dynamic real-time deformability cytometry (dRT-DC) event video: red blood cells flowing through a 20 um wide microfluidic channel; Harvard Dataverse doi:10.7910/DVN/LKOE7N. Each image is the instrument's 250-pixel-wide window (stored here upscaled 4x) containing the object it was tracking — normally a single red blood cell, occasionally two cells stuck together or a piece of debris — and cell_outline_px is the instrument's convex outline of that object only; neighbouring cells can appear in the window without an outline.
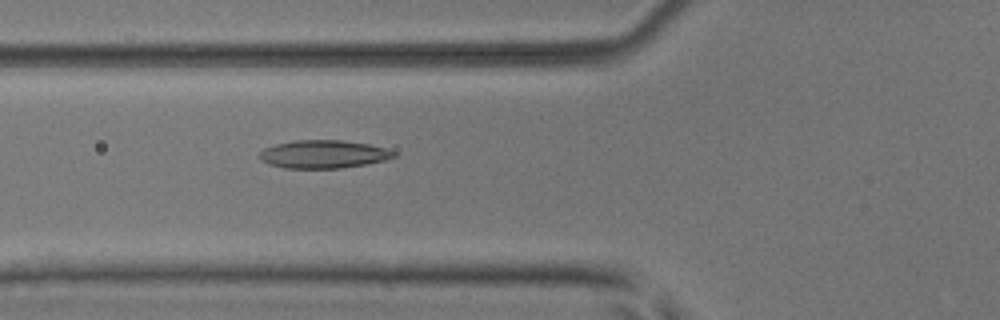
{"species": "common noctule bat (a hibernating species)", "species_latin": "Nyctalus noctula", "temperature_condition": "room temperature", "stored_images_in_passage": 52, "camera_frame_rate_fps": 3000, "um_per_image_px": 0.085, "animal": {"sex": "male", "body_mass_g": 17.9, "forearm_length_mm": 54.2}, "frame": {"image": 1, "passage_image": 20, "time_ms": 6.333, "image_size_px": [1000, 320], "cell_outline_px": [[400, 156], [388, 160], [340, 168], [284, 168], [268, 164], [260, 156], [260, 152], [264, 148], [276, 144], [296, 140], [344, 140], [368, 144], [384, 148], [396, 152]], "centroid_in_image_um": [27.55, 13.1], "position_along_channel_um": 98.2, "area_um2": 21.96}}
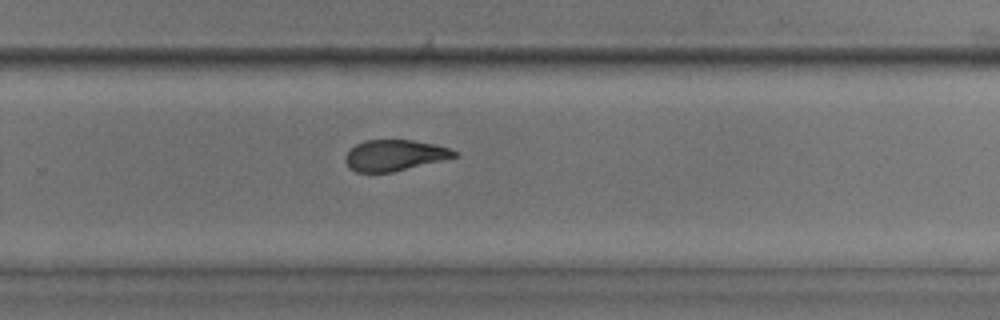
{"frame": {"image": 2, "passage_image": 35, "time_ms": 11.333, "image_size_px": [1000, 320], "cell_outline_px": [[460, 156], [392, 172], [356, 172], [348, 168], [344, 160], [344, 156], [356, 144], [364, 140], [412, 140], [436, 144], [460, 152]], "centroid_in_image_um": [33.55, 13.2], "position_along_channel_um": 296.2, "area_um2": 19.83}}
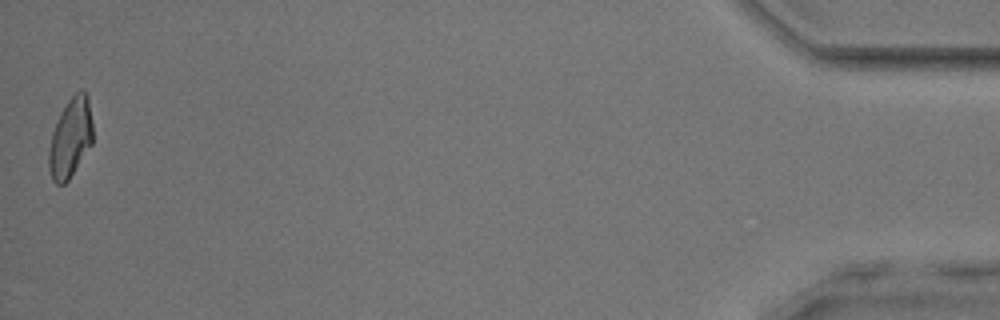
{"frame": {"image": 3, "passage_image": 52, "time_ms": 17.0, "image_size_px": [1000, 320], "cell_outline_px": [[92, 144], [68, 180], [64, 184], [56, 184], [52, 180], [48, 168], [48, 152], [52, 132], [60, 112], [68, 100], [80, 88], [84, 88], [88, 96], [92, 124]], "centroid_in_image_um": [5.98, 11.7], "position_along_channel_um": 429.2, "area_um2": 20.46}, "authors_computed_cell_mechanics": {"area_um2": 20.9814, "velocity_mm_per_s": 3.969, "shape_relaxation_time_tau1_ms": 7.9278, "shape_relaxation_time_tau2_ms": 2.3549, "deformation_change_tau1": 0.1889, "deformation_change_tau2": 0.0854}}